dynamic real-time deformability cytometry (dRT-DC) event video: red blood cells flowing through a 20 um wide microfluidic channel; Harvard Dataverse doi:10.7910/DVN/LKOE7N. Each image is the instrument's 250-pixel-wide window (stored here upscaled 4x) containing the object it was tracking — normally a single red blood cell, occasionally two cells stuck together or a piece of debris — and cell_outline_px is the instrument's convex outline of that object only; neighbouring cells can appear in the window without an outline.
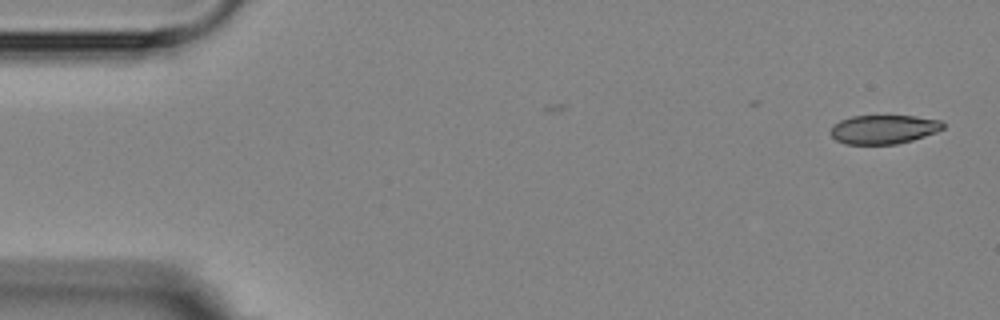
{"species": "Egyptian fruit bat (a non-hibernating species)", "species_latin": "Rousettus aegyptiacus", "temperature_condition": "room temperature", "stored_images_in_passage": 2, "camera_frame_rate_fps": 3000, "um_per_image_px": 0.085, "animal": {"sex": "female"}, "frame": {"image": 1, "passage_image": 2, "time_ms": 1.0, "image_size_px": [1000, 320], "cell_outline_px": [[944, 128], [936, 132], [912, 140], [896, 144], [844, 144], [836, 140], [828, 132], [832, 124], [840, 120], [852, 116], [916, 116], [940, 120], [944, 124]], "centroid_in_image_um": [75.07, 10.99], "position_along_channel_um": 9.9, "area_um2": 19.07}}